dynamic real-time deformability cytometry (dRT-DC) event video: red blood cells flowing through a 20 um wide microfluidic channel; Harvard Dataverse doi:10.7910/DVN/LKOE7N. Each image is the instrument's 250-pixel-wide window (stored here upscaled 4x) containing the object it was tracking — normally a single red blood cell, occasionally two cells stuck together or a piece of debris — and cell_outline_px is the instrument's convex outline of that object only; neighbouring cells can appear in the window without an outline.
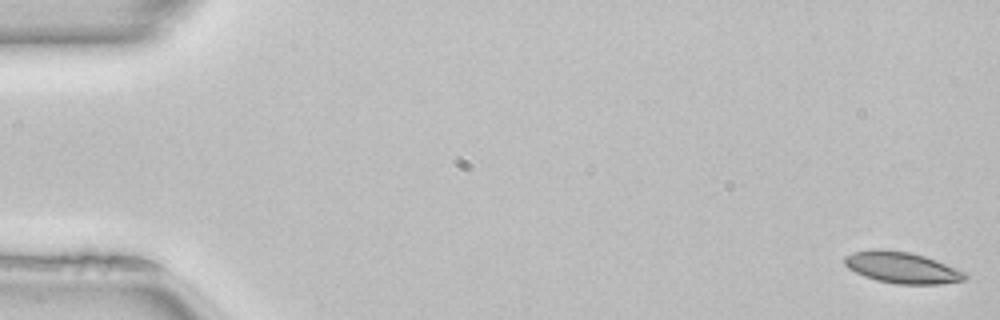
{"species": "common noctule bat (a hibernating species)", "species_latin": "Nyctalus noctula", "temperature_condition": "room temperature", "stored_images_in_passage": 11, "camera_frame_rate_fps": 3000, "um_per_image_px": 0.085, "animal": {"sex": "female", "body_mass_g": 22.7, "forearm_length_mm": 54.2}, "frame": {"image": 1, "passage_image": 1, "time_ms": 0.0, "image_size_px": [1000, 320], "cell_outline_px": [[968, 276], [964, 280], [940, 284], [896, 284], [876, 280], [864, 276], [848, 268], [844, 264], [844, 256], [852, 252], [876, 248], [880, 248], [912, 252], [936, 260], [964, 272]], "centroid_in_image_um": [76.62, 22.73], "position_along_channel_um": 8.4, "area_um2": 22.08}}